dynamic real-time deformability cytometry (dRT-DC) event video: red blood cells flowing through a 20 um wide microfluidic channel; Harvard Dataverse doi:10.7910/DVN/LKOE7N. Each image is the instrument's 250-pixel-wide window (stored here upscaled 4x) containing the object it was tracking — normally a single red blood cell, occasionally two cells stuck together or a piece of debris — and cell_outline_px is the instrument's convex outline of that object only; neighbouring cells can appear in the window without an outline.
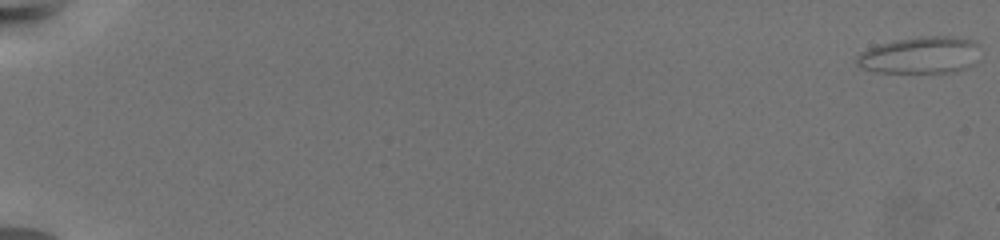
{"species": "common noctule bat (a hibernating species)", "species_latin": "Nyctalus noctula", "temperature_condition": "warm", "stored_images_in_passage": 68, "camera_frame_rate_fps": 3000, "um_per_image_px": 0.085, "animal": {"sex": "female", "body_mass_g": 19.5, "forearm_length_mm": 54.1}, "frame": {"image": 1, "passage_image": 1, "time_ms": 0.0, "image_size_px": [1000, 240], "cell_outline_px": [[976, 44], [964, 68], [952, 72], [880, 72], [864, 68], [856, 64], [856, 56], [860, 52], [868, 48], [880, 44], [896, 40], [920, 36], [948, 36], [976, 40]], "centroid_in_image_um": [78.06, 4.67], "position_along_channel_um": 6.9, "area_um2": 25.43}}
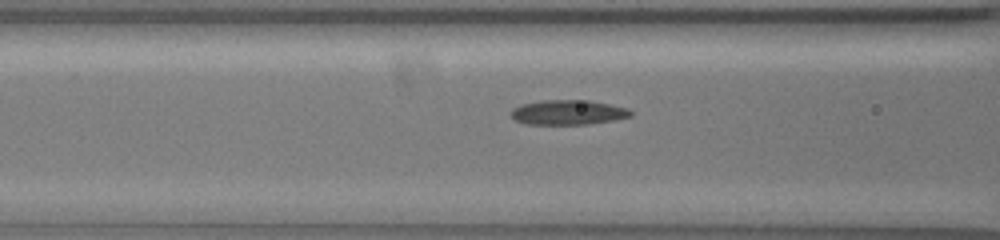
{"frame": {"image": 2, "passage_image": 32, "time_ms": 10.333, "image_size_px": [1000, 240], "cell_outline_px": [[632, 116], [612, 120], [588, 124], [524, 124], [516, 120], [508, 112], [512, 108], [524, 104], [540, 100], [588, 100], [628, 108], [632, 112]], "centroid_in_image_um": [48.25, 9.55], "position_along_channel_um": 118.3, "area_um2": 17.22}}
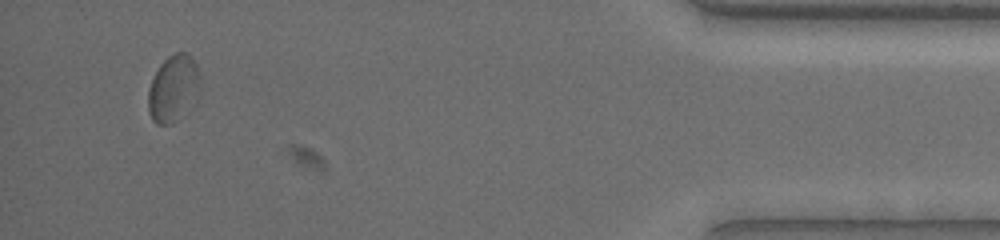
{"frame": {"image": 3, "passage_image": 65, "time_ms": 21.333, "image_size_px": [1000, 240], "cell_outline_px": [[200, 88], [196, 104], [180, 120], [172, 124], [156, 124], [152, 120], [148, 112], [148, 88], [152, 76], [160, 64], [168, 56], [176, 52], [188, 52], [192, 56], [196, 64], [200, 76]], "centroid_in_image_um": [14.76, 7.55], "position_along_channel_um": 420.4, "area_um2": 21.15}, "authors_computed_cell_mechanics": {"area_um2": 17.8602, "velocity_mm_per_s": 3.2782, "shape_relaxation_time_tau1_ms": null, "shape_relaxation_time_tau2_ms": 1.7216, "deformation_change_tau1": null, "deformation_change_tau2": 0.0433}}